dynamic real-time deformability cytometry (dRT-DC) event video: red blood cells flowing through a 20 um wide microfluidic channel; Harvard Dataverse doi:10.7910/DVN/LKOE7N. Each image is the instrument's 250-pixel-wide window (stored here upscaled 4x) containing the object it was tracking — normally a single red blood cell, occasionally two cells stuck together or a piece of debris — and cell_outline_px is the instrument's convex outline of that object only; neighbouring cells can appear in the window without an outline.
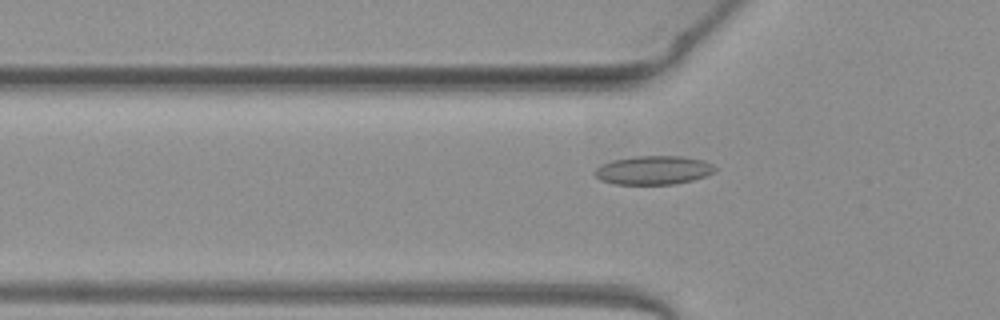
{"species": "common noctule bat (a hibernating species)", "species_latin": "Nyctalus noctula", "temperature_condition": "warm", "stored_images_in_passage": 43, "camera_frame_rate_fps": 3000, "um_per_image_px": 0.085, "animal": {"sex": "female", "body_mass_g": 19.3, "forearm_length_mm": 54.1}, "frame": {"image": 1, "passage_image": 13, "time_ms": 4.0, "image_size_px": [1000, 320], "cell_outline_px": [[716, 168], [712, 172], [704, 176], [692, 180], [672, 184], [616, 184], [600, 180], [592, 172], [600, 164], [612, 160], [636, 156], [680, 156], [704, 160], [712, 164]], "centroid_in_image_um": [55.49, 14.46], "position_along_channel_um": 70.3, "area_um2": 20.06}}
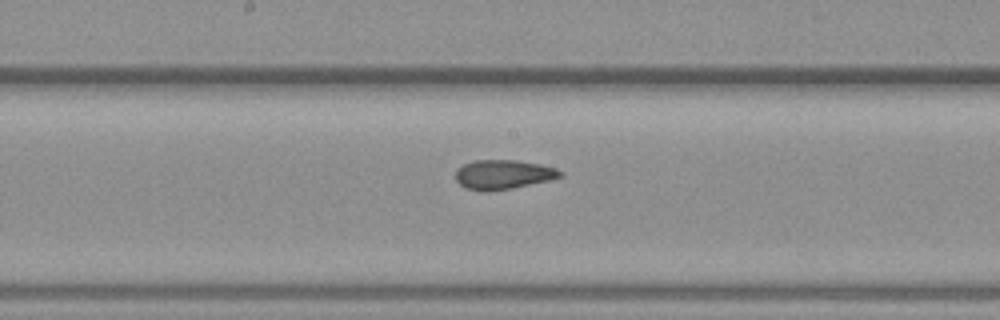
{"frame": {"image": 2, "passage_image": 23, "time_ms": 7.333, "image_size_px": [1000, 320], "cell_outline_px": [[564, 176], [548, 180], [512, 188], [484, 192], [464, 188], [456, 180], [456, 168], [464, 164], [476, 160], [516, 160], [540, 164], [556, 168], [564, 172]], "centroid_in_image_um": [42.76, 14.83], "position_along_channel_um": 205.4, "area_um2": 17.98}}
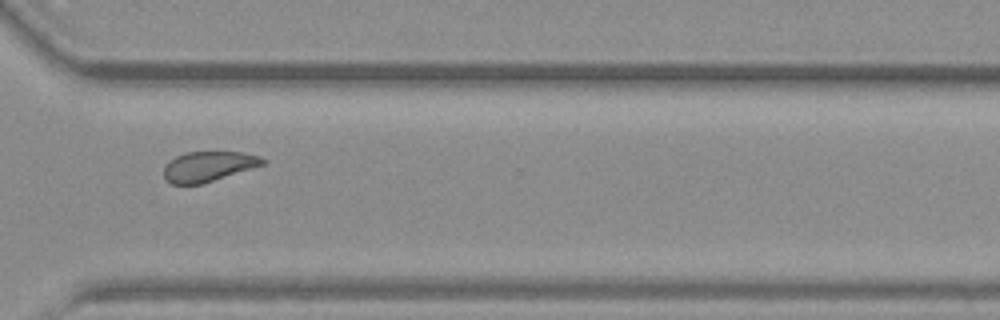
{"frame": {"image": 3, "passage_image": 34, "time_ms": 11.0, "image_size_px": [1000, 320], "cell_outline_px": [[268, 160], [264, 164], [200, 184], [172, 184], [164, 176], [164, 168], [176, 156], [184, 152], [240, 152], [260, 156]], "centroid_in_image_um": [17.73, 14.13], "position_along_channel_um": 352.9, "area_um2": 16.94}}